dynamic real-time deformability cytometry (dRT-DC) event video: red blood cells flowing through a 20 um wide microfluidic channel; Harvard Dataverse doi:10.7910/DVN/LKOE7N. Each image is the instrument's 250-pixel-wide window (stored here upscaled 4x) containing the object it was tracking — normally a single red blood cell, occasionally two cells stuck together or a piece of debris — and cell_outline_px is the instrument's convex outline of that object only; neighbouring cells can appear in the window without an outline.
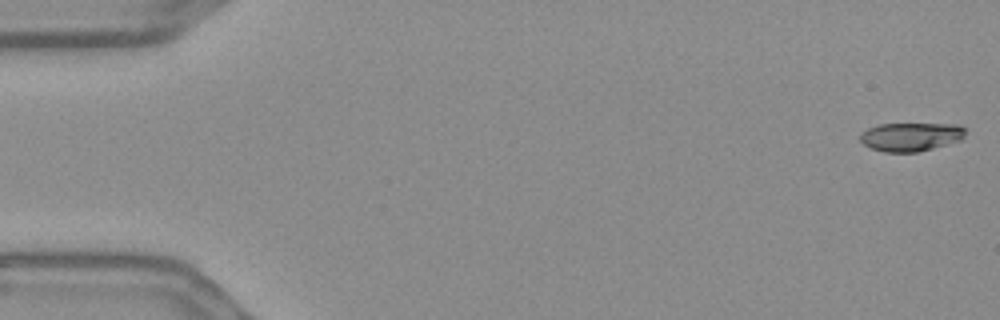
{"species": "Egyptian fruit bat (a non-hibernating species)", "species_latin": "Rousettus aegyptiacus", "temperature_condition": "warm", "stored_images_in_passage": 56, "camera_frame_rate_fps": 3000, "um_per_image_px": 0.085, "frame": {"image": 1, "passage_image": 1, "time_ms": 0.0, "image_size_px": [1000, 320], "cell_outline_px": [[968, 128], [964, 136], [960, 140], [932, 148], [916, 152], [884, 152], [872, 148], [864, 144], [860, 140], [860, 132], [868, 128], [880, 124], [960, 124]], "centroid_in_image_um": [77.44, 11.61], "position_along_channel_um": 7.6, "area_um2": 17.57}}
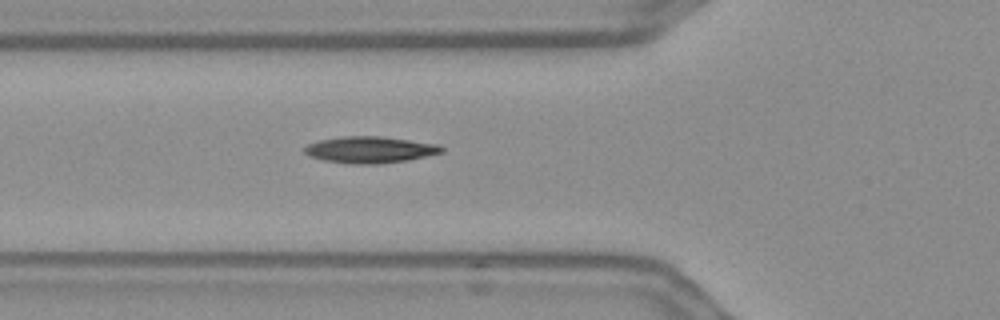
{"frame": {"image": 2, "passage_image": 20, "time_ms": 6.333, "image_size_px": [1000, 320], "cell_outline_px": [[444, 152], [408, 160], [380, 164], [348, 164], [324, 160], [308, 156], [304, 152], [304, 148], [308, 144], [320, 140], [344, 136], [380, 136], [440, 144], [444, 148]], "centroid_in_image_um": [31.46, 12.73], "position_along_channel_um": 94.3, "area_um2": 21.33}}
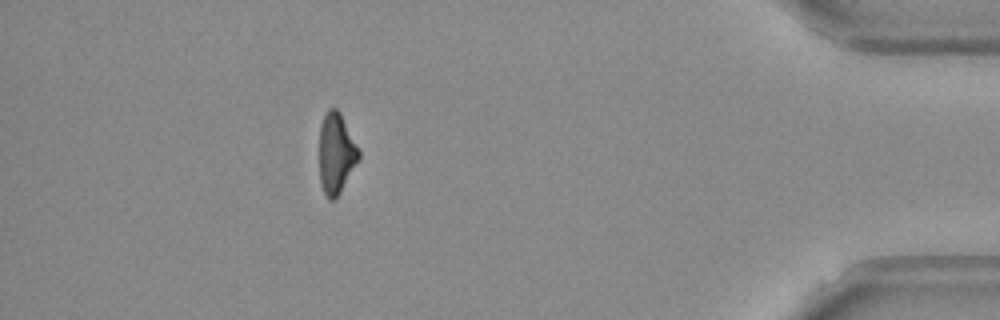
{"frame": {"image": 3, "passage_image": 50, "time_ms": 16.333, "image_size_px": [1000, 320], "cell_outline_px": [[360, 160], [340, 192], [332, 200], [328, 200], [320, 184], [320, 124], [328, 108], [336, 108], [340, 112], [360, 148]], "centroid_in_image_um": [28.6, 13.02], "position_along_channel_um": 406.6, "area_um2": 18.73}}